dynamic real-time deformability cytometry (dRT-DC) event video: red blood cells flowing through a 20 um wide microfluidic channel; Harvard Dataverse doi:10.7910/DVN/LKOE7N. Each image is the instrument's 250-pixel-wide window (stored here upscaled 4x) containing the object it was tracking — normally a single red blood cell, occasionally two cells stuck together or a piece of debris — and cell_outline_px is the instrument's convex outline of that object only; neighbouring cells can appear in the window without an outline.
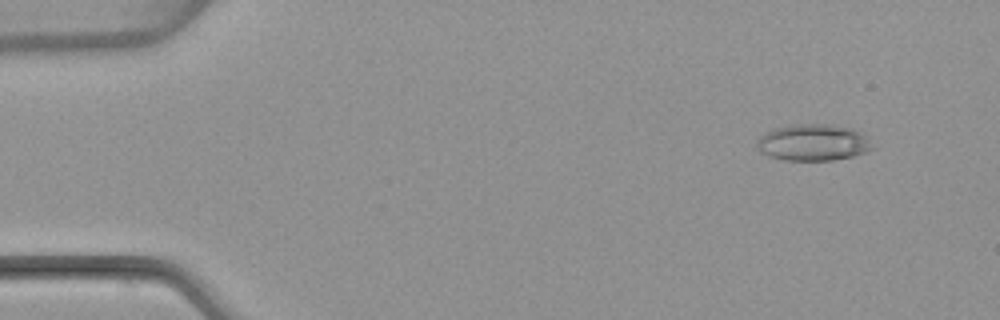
{"species": "common noctule bat (a hibernating species)", "species_latin": "Nyctalus noctula", "temperature_condition": "warm", "stored_images_in_passage": 4, "camera_frame_rate_fps": 3000, "um_per_image_px": 0.085, "animal": {"sex": "female", "body_mass_g": 22.7, "forearm_length_mm": 54.2}, "frame": {"image": 1, "passage_image": 1, "time_ms": 0.0, "image_size_px": [1000, 320], "cell_outline_px": [[876, 148], [852, 156], [832, 160], [784, 160], [768, 156], [760, 152], [756, 148], [756, 140], [760, 136], [776, 128], [800, 124], [828, 124], [852, 128], [860, 132]], "centroid_in_image_um": [69.1, 12.12], "position_along_channel_um": 15.9, "area_um2": 24.45}}